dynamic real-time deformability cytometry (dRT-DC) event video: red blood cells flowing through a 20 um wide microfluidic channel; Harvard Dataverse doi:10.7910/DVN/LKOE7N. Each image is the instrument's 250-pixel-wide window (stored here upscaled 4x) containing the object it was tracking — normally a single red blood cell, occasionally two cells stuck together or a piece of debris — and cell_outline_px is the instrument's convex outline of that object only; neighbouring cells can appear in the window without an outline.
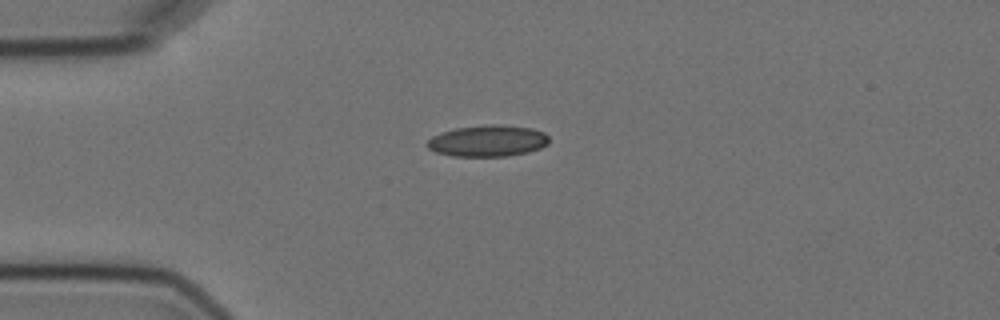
{"species": "Egyptian fruit bat (a non-hibernating species)", "species_latin": "Rousettus aegyptiacus", "temperature_condition": "cold", "stored_images_in_passage": 8, "camera_frame_rate_fps": 3000, "um_per_image_px": 0.085, "animal": {"sex": "female"}, "frame": {"image": 1, "passage_image": 1, "time_ms": 0.0, "image_size_px": [1000, 320], "cell_outline_px": [[548, 144], [540, 148], [528, 152], [508, 156], [452, 156], [436, 152], [428, 148], [424, 144], [432, 136], [440, 132], [456, 128], [488, 124], [500, 124], [532, 128], [544, 132], [548, 136]], "centroid_in_image_um": [41.44, 11.97], "position_along_channel_um": 43.6, "area_um2": 22.48}}
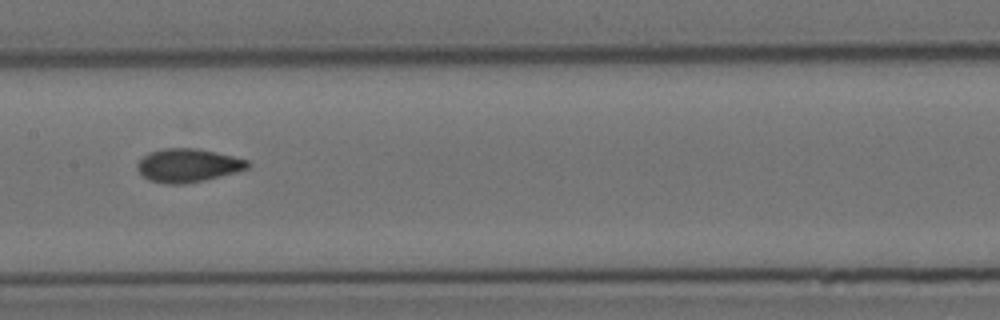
{"frame": {"image": 2, "passage_image": 5, "time_ms": 4.667, "image_size_px": [1000, 320], "cell_outline_px": [[252, 164], [248, 168], [236, 172], [204, 180], [184, 184], [164, 184], [148, 180], [136, 168], [136, 164], [148, 152], [164, 148], [196, 148], [216, 152], [248, 160]], "centroid_in_image_um": [15.97, 14.06], "position_along_channel_um": 191.4, "area_um2": 21.56}}
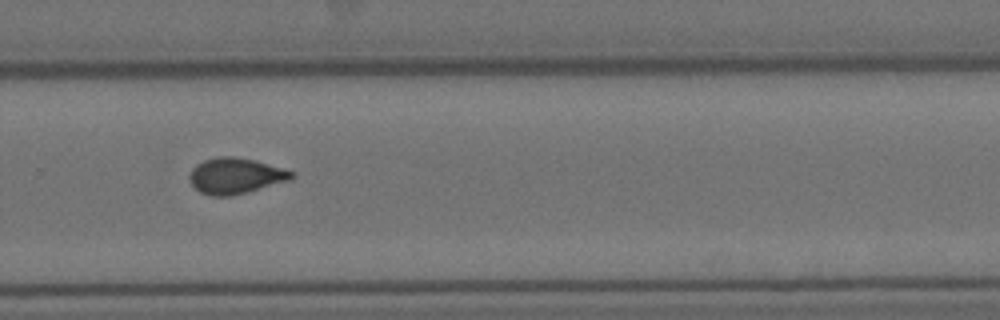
{"frame": {"image": 3, "passage_image": 8, "time_ms": 8.0, "image_size_px": [1000, 320], "cell_outline_px": [[296, 176], [292, 180], [248, 192], [232, 196], [212, 196], [200, 192], [192, 184], [188, 176], [192, 168], [196, 164], [204, 160], [220, 156], [232, 156], [256, 160], [284, 168], [296, 172]], "centroid_in_image_um": [20.07, 14.94], "position_along_channel_um": 309.7, "area_um2": 21.68}}